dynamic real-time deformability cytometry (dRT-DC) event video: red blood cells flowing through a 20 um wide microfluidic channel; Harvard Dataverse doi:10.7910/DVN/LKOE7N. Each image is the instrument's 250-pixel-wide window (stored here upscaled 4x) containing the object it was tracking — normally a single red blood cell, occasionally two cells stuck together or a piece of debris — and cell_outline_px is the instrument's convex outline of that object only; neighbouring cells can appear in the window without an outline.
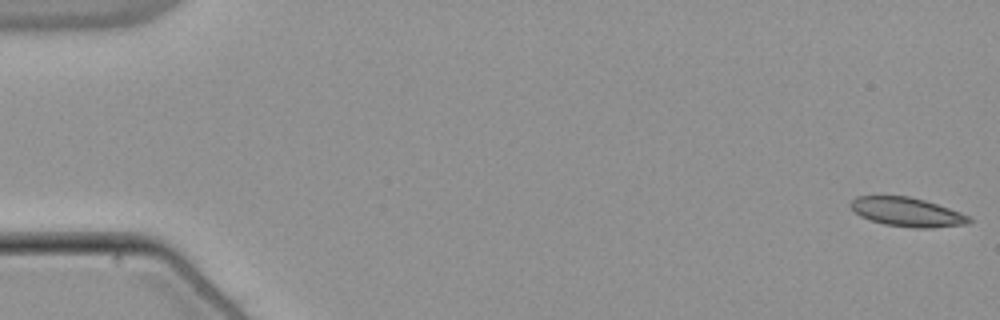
{"species": "common noctule bat (a hibernating species)", "species_latin": "Nyctalus noctula", "temperature_condition": "warm", "stored_images_in_passage": 41, "camera_frame_rate_fps": 3000, "um_per_image_px": 0.085, "animal": {"sex": "male", "body_mass_g": 21.5, "forearm_length_mm": 52.0}, "frame": {"image": 1, "passage_image": 1, "time_ms": 0.0, "image_size_px": [1000, 320], "cell_outline_px": [[972, 220], [968, 224], [928, 228], [912, 228], [884, 224], [860, 216], [848, 204], [856, 196], [908, 196], [924, 200], [960, 212], [968, 216]], "centroid_in_image_um": [77.09, 18.02], "position_along_channel_um": 7.9, "area_um2": 19.83}}
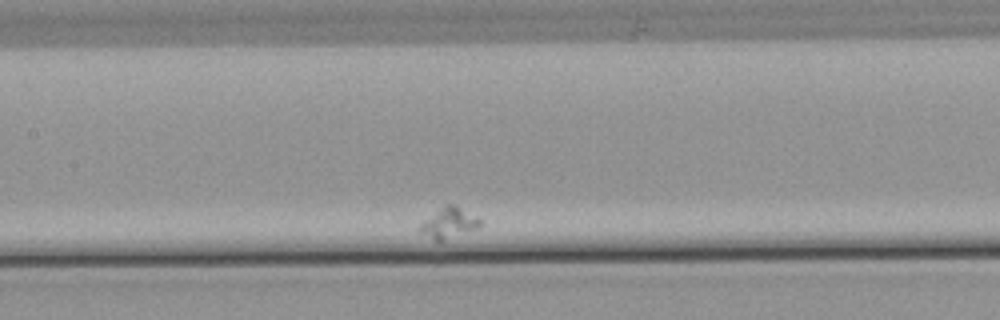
{"frame": {"image": 2, "passage_image": 18, "time_ms": 5.667, "image_size_px": [1000, 320], "cell_outline_px": [[480, 228], [444, 240], [432, 240], [420, 232], [420, 224], [424, 220], [444, 204], [452, 204], [480, 220]], "centroid_in_image_um": [38.12, 18.97], "position_along_channel_um": 169.3, "area_um2": 10.4}}
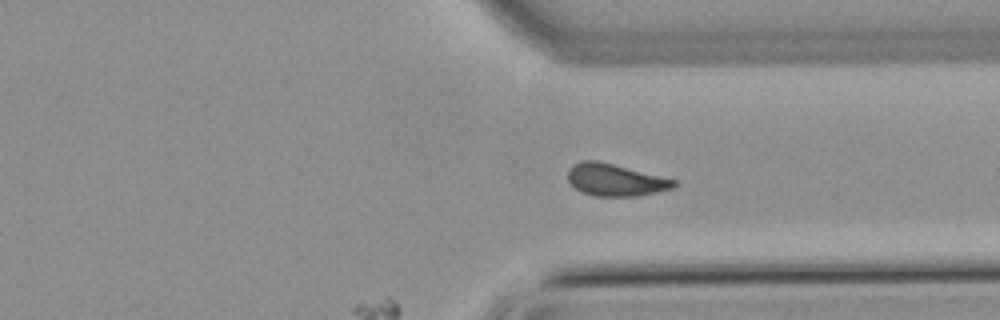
{"frame": {"image": 3, "passage_image": 41, "time_ms": 13.333, "image_size_px": [1000, 320], "cell_outline_px": [[680, 184], [672, 188], [656, 192], [636, 196], [596, 196], [580, 192], [568, 180], [568, 168], [572, 164], [584, 160], [600, 160], [676, 180]], "centroid_in_image_um": [52.29, 15.28], "position_along_channel_um": 359.1, "area_um2": 20.0}}